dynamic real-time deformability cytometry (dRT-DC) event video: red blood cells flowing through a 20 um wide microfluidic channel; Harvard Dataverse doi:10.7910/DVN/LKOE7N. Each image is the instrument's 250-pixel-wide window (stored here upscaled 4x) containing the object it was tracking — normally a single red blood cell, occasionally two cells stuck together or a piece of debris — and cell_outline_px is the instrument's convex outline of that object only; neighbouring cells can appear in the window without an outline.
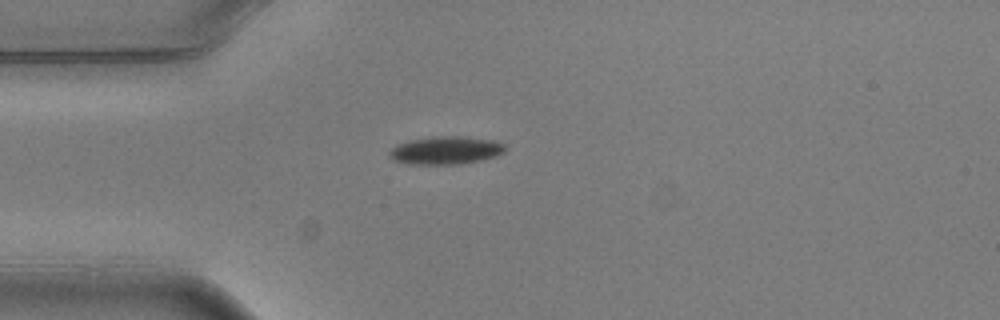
{"species": "common noctule bat (a hibernating species)", "species_latin": "Nyctalus noctula", "temperature_condition": "warm", "stored_images_in_passage": 5, "camera_frame_rate_fps": 3000, "um_per_image_px": 0.085, "animal": {"sex": "male", "body_mass_g": 20.5, "forearm_length_mm": 52.5}, "frame": {"image": 1, "passage_image": 5, "time_ms": 1.333, "image_size_px": [1000, 320], "cell_outline_px": [[508, 148], [504, 152], [496, 156], [480, 160], [460, 164], [408, 164], [392, 160], [388, 156], [388, 152], [396, 144], [408, 140], [436, 136], [460, 136], [492, 140], [504, 144]], "centroid_in_image_um": [37.86, 12.78], "position_along_channel_um": 47.1, "area_um2": 19.02}}